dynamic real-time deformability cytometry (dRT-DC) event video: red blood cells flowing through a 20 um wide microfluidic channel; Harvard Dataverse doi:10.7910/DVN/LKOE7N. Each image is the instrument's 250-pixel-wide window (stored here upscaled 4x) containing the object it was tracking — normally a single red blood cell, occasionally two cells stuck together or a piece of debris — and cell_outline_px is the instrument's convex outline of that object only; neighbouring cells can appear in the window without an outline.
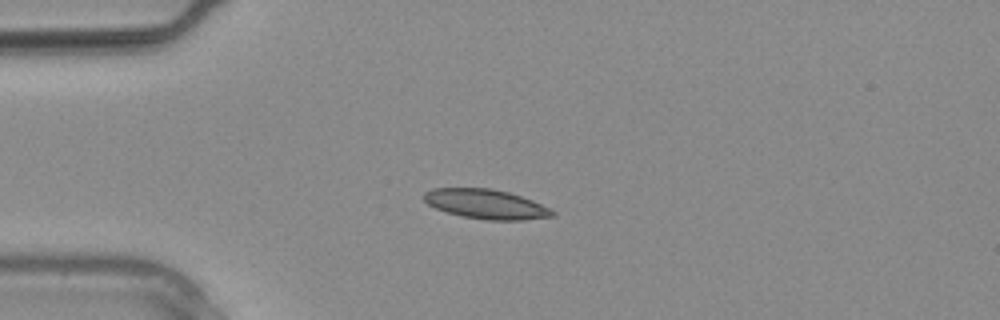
{"species": "common noctule bat (a hibernating species)", "species_latin": "Nyctalus noctula", "temperature_condition": "warm", "stored_images_in_passage": 3, "camera_frame_rate_fps": 3000, "um_per_image_px": 0.085, "animal": {"sex": "male", "body_mass_g": 20.4}, "frame": {"image": 1, "passage_image": 3, "time_ms": 0.667, "image_size_px": [1000, 320], "cell_outline_px": [[556, 216], [524, 220], [488, 220], [464, 216], [448, 212], [436, 208], [428, 204], [424, 200], [424, 192], [432, 188], [492, 188], [508, 192], [532, 200], [556, 212]], "centroid_in_image_um": [41.32, 17.34], "position_along_channel_um": 43.7, "area_um2": 21.96}}